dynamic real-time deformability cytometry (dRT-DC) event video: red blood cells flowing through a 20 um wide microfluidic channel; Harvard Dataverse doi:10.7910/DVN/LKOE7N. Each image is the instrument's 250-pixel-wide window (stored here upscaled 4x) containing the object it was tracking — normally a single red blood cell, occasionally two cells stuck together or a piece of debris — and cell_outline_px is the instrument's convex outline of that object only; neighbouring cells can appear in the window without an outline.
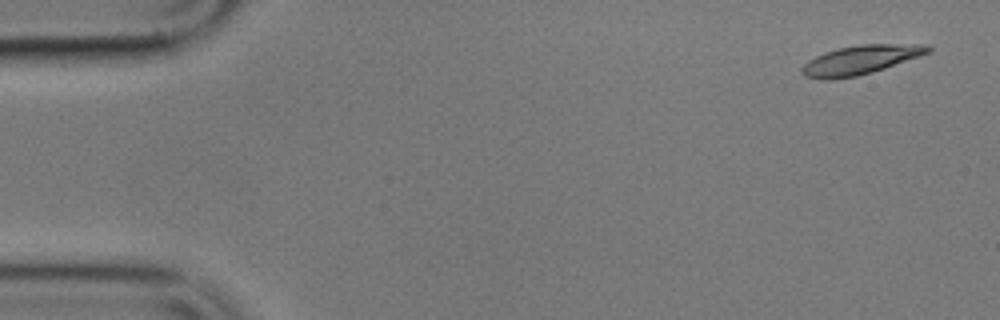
{"species": "common noctule bat (a hibernating species)", "species_latin": "Nyctalus noctula", "temperature_condition": "cold", "stored_images_in_passage": 5, "camera_frame_rate_fps": 3000, "um_per_image_px": 0.085, "animal": {"sex": "male", "body_mass_g": 17.9}, "frame": {"image": 1, "passage_image": 1, "time_ms": 0.0, "image_size_px": [1000, 320], "cell_outline_px": [[932, 52], [872, 72], [856, 76], [828, 80], [824, 80], [804, 76], [800, 72], [800, 68], [808, 60], [816, 56], [840, 48], [860, 44], [924, 44], [932, 48]], "centroid_in_image_um": [73.13, 5.09], "position_along_channel_um": 11.9, "area_um2": 21.21}}
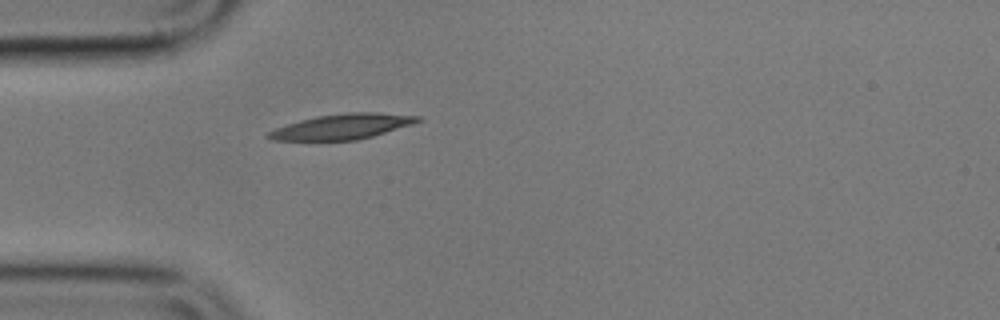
{"frame": {"image": 2, "passage_image": 5, "time_ms": 4.667, "image_size_px": [1000, 320], "cell_outline_px": [[424, 120], [412, 124], [372, 136], [356, 140], [272, 140], [264, 136], [268, 132], [276, 128], [300, 120], [316, 116], [348, 112], [376, 112], [420, 116]], "centroid_in_image_um": [29.09, 10.75], "position_along_channel_um": 55.9, "area_um2": 21.85}}